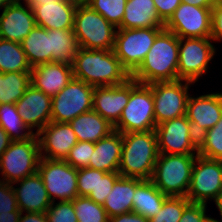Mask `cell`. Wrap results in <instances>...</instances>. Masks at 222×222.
I'll return each mask as SVG.
<instances>
[{"label": "cell", "instance_id": "obj_1", "mask_svg": "<svg viewBox=\"0 0 222 222\" xmlns=\"http://www.w3.org/2000/svg\"><path fill=\"white\" fill-rule=\"evenodd\" d=\"M179 37L163 29L131 77L141 84L178 80Z\"/></svg>", "mask_w": 222, "mask_h": 222}, {"label": "cell", "instance_id": "obj_2", "mask_svg": "<svg viewBox=\"0 0 222 222\" xmlns=\"http://www.w3.org/2000/svg\"><path fill=\"white\" fill-rule=\"evenodd\" d=\"M72 68L74 78L94 87L120 85L131 78L113 50L79 48Z\"/></svg>", "mask_w": 222, "mask_h": 222}, {"label": "cell", "instance_id": "obj_3", "mask_svg": "<svg viewBox=\"0 0 222 222\" xmlns=\"http://www.w3.org/2000/svg\"><path fill=\"white\" fill-rule=\"evenodd\" d=\"M158 156L155 130L122 133V153L118 172L123 177L150 180Z\"/></svg>", "mask_w": 222, "mask_h": 222}, {"label": "cell", "instance_id": "obj_4", "mask_svg": "<svg viewBox=\"0 0 222 222\" xmlns=\"http://www.w3.org/2000/svg\"><path fill=\"white\" fill-rule=\"evenodd\" d=\"M197 155L159 153L151 182L167 197H186Z\"/></svg>", "mask_w": 222, "mask_h": 222}, {"label": "cell", "instance_id": "obj_5", "mask_svg": "<svg viewBox=\"0 0 222 222\" xmlns=\"http://www.w3.org/2000/svg\"><path fill=\"white\" fill-rule=\"evenodd\" d=\"M121 133L146 132L156 129L151 88L130 78V97L119 121L113 126Z\"/></svg>", "mask_w": 222, "mask_h": 222}, {"label": "cell", "instance_id": "obj_6", "mask_svg": "<svg viewBox=\"0 0 222 222\" xmlns=\"http://www.w3.org/2000/svg\"><path fill=\"white\" fill-rule=\"evenodd\" d=\"M115 28L89 5H77L74 14L73 30L80 48L88 50H113Z\"/></svg>", "mask_w": 222, "mask_h": 222}, {"label": "cell", "instance_id": "obj_7", "mask_svg": "<svg viewBox=\"0 0 222 222\" xmlns=\"http://www.w3.org/2000/svg\"><path fill=\"white\" fill-rule=\"evenodd\" d=\"M40 158L36 133L27 140L12 141L0 156L2 181L12 184L36 173Z\"/></svg>", "mask_w": 222, "mask_h": 222}, {"label": "cell", "instance_id": "obj_8", "mask_svg": "<svg viewBox=\"0 0 222 222\" xmlns=\"http://www.w3.org/2000/svg\"><path fill=\"white\" fill-rule=\"evenodd\" d=\"M117 29L113 51L131 75L140 66L164 27Z\"/></svg>", "mask_w": 222, "mask_h": 222}, {"label": "cell", "instance_id": "obj_9", "mask_svg": "<svg viewBox=\"0 0 222 222\" xmlns=\"http://www.w3.org/2000/svg\"><path fill=\"white\" fill-rule=\"evenodd\" d=\"M94 89V86L73 77L52 97L51 121L69 123L80 114L91 111Z\"/></svg>", "mask_w": 222, "mask_h": 222}, {"label": "cell", "instance_id": "obj_10", "mask_svg": "<svg viewBox=\"0 0 222 222\" xmlns=\"http://www.w3.org/2000/svg\"><path fill=\"white\" fill-rule=\"evenodd\" d=\"M37 172L40 174L48 197L52 202L73 201L78 195L77 169L65 160H53L41 157Z\"/></svg>", "mask_w": 222, "mask_h": 222}, {"label": "cell", "instance_id": "obj_11", "mask_svg": "<svg viewBox=\"0 0 222 222\" xmlns=\"http://www.w3.org/2000/svg\"><path fill=\"white\" fill-rule=\"evenodd\" d=\"M183 82L185 83L183 84ZM191 84L193 82L179 79L148 85L153 94L156 125L186 115L187 102L190 96L188 89Z\"/></svg>", "mask_w": 222, "mask_h": 222}, {"label": "cell", "instance_id": "obj_12", "mask_svg": "<svg viewBox=\"0 0 222 222\" xmlns=\"http://www.w3.org/2000/svg\"><path fill=\"white\" fill-rule=\"evenodd\" d=\"M211 38H179L178 80L196 83L216 53Z\"/></svg>", "mask_w": 222, "mask_h": 222}, {"label": "cell", "instance_id": "obj_13", "mask_svg": "<svg viewBox=\"0 0 222 222\" xmlns=\"http://www.w3.org/2000/svg\"><path fill=\"white\" fill-rule=\"evenodd\" d=\"M155 131L159 153L198 154V137L186 115L156 125Z\"/></svg>", "mask_w": 222, "mask_h": 222}, {"label": "cell", "instance_id": "obj_14", "mask_svg": "<svg viewBox=\"0 0 222 222\" xmlns=\"http://www.w3.org/2000/svg\"><path fill=\"white\" fill-rule=\"evenodd\" d=\"M221 189L222 161L197 155L186 197L192 203L207 204V200L216 199Z\"/></svg>", "mask_w": 222, "mask_h": 222}, {"label": "cell", "instance_id": "obj_15", "mask_svg": "<svg viewBox=\"0 0 222 222\" xmlns=\"http://www.w3.org/2000/svg\"><path fill=\"white\" fill-rule=\"evenodd\" d=\"M212 8L181 3L164 23L179 38H211Z\"/></svg>", "mask_w": 222, "mask_h": 222}, {"label": "cell", "instance_id": "obj_16", "mask_svg": "<svg viewBox=\"0 0 222 222\" xmlns=\"http://www.w3.org/2000/svg\"><path fill=\"white\" fill-rule=\"evenodd\" d=\"M36 135L40 157L53 160H66L70 149L78 142L69 123L51 121Z\"/></svg>", "mask_w": 222, "mask_h": 222}, {"label": "cell", "instance_id": "obj_17", "mask_svg": "<svg viewBox=\"0 0 222 222\" xmlns=\"http://www.w3.org/2000/svg\"><path fill=\"white\" fill-rule=\"evenodd\" d=\"M222 115V93H211L199 97L189 96L186 117L192 125L193 133L199 138L213 128Z\"/></svg>", "mask_w": 222, "mask_h": 222}, {"label": "cell", "instance_id": "obj_18", "mask_svg": "<svg viewBox=\"0 0 222 222\" xmlns=\"http://www.w3.org/2000/svg\"><path fill=\"white\" fill-rule=\"evenodd\" d=\"M51 103V96L30 85L15 105L26 126L31 131L37 127L38 133L51 122Z\"/></svg>", "mask_w": 222, "mask_h": 222}, {"label": "cell", "instance_id": "obj_19", "mask_svg": "<svg viewBox=\"0 0 222 222\" xmlns=\"http://www.w3.org/2000/svg\"><path fill=\"white\" fill-rule=\"evenodd\" d=\"M77 3L73 0H42L32 6L36 25L47 30L74 28Z\"/></svg>", "mask_w": 222, "mask_h": 222}, {"label": "cell", "instance_id": "obj_20", "mask_svg": "<svg viewBox=\"0 0 222 222\" xmlns=\"http://www.w3.org/2000/svg\"><path fill=\"white\" fill-rule=\"evenodd\" d=\"M130 97V79L120 85L95 86L92 110L113 126L119 121Z\"/></svg>", "mask_w": 222, "mask_h": 222}, {"label": "cell", "instance_id": "obj_21", "mask_svg": "<svg viewBox=\"0 0 222 222\" xmlns=\"http://www.w3.org/2000/svg\"><path fill=\"white\" fill-rule=\"evenodd\" d=\"M15 1L0 16V38L21 43L36 26L32 7Z\"/></svg>", "mask_w": 222, "mask_h": 222}, {"label": "cell", "instance_id": "obj_22", "mask_svg": "<svg viewBox=\"0 0 222 222\" xmlns=\"http://www.w3.org/2000/svg\"><path fill=\"white\" fill-rule=\"evenodd\" d=\"M72 78V63H44L31 70V85L51 97L59 93Z\"/></svg>", "mask_w": 222, "mask_h": 222}, {"label": "cell", "instance_id": "obj_23", "mask_svg": "<svg viewBox=\"0 0 222 222\" xmlns=\"http://www.w3.org/2000/svg\"><path fill=\"white\" fill-rule=\"evenodd\" d=\"M20 187L14 189L18 209L21 213L38 212L45 213L52 201L48 197L43 180L38 172L24 177L22 180L12 183L19 184Z\"/></svg>", "mask_w": 222, "mask_h": 222}, {"label": "cell", "instance_id": "obj_24", "mask_svg": "<svg viewBox=\"0 0 222 222\" xmlns=\"http://www.w3.org/2000/svg\"><path fill=\"white\" fill-rule=\"evenodd\" d=\"M122 153V133L111 132L105 138L95 143L89 168L104 172H118Z\"/></svg>", "mask_w": 222, "mask_h": 222}, {"label": "cell", "instance_id": "obj_25", "mask_svg": "<svg viewBox=\"0 0 222 222\" xmlns=\"http://www.w3.org/2000/svg\"><path fill=\"white\" fill-rule=\"evenodd\" d=\"M121 25L118 28L164 27L153 0H127Z\"/></svg>", "mask_w": 222, "mask_h": 222}, {"label": "cell", "instance_id": "obj_26", "mask_svg": "<svg viewBox=\"0 0 222 222\" xmlns=\"http://www.w3.org/2000/svg\"><path fill=\"white\" fill-rule=\"evenodd\" d=\"M168 197L163 194L151 180L135 178V192L132 198L133 210L150 220L161 210Z\"/></svg>", "mask_w": 222, "mask_h": 222}, {"label": "cell", "instance_id": "obj_27", "mask_svg": "<svg viewBox=\"0 0 222 222\" xmlns=\"http://www.w3.org/2000/svg\"><path fill=\"white\" fill-rule=\"evenodd\" d=\"M69 124L78 141L96 143L114 131L113 125L94 110L80 114Z\"/></svg>", "mask_w": 222, "mask_h": 222}, {"label": "cell", "instance_id": "obj_28", "mask_svg": "<svg viewBox=\"0 0 222 222\" xmlns=\"http://www.w3.org/2000/svg\"><path fill=\"white\" fill-rule=\"evenodd\" d=\"M135 192V178L120 176L103 204L109 218L132 212V198Z\"/></svg>", "mask_w": 222, "mask_h": 222}, {"label": "cell", "instance_id": "obj_29", "mask_svg": "<svg viewBox=\"0 0 222 222\" xmlns=\"http://www.w3.org/2000/svg\"><path fill=\"white\" fill-rule=\"evenodd\" d=\"M21 45L32 68L50 63V30L34 26Z\"/></svg>", "mask_w": 222, "mask_h": 222}, {"label": "cell", "instance_id": "obj_30", "mask_svg": "<svg viewBox=\"0 0 222 222\" xmlns=\"http://www.w3.org/2000/svg\"><path fill=\"white\" fill-rule=\"evenodd\" d=\"M79 48L73 29L50 30V62L72 63Z\"/></svg>", "mask_w": 222, "mask_h": 222}, {"label": "cell", "instance_id": "obj_31", "mask_svg": "<svg viewBox=\"0 0 222 222\" xmlns=\"http://www.w3.org/2000/svg\"><path fill=\"white\" fill-rule=\"evenodd\" d=\"M21 43L0 38V72H31Z\"/></svg>", "mask_w": 222, "mask_h": 222}, {"label": "cell", "instance_id": "obj_32", "mask_svg": "<svg viewBox=\"0 0 222 222\" xmlns=\"http://www.w3.org/2000/svg\"><path fill=\"white\" fill-rule=\"evenodd\" d=\"M31 85V72H0V104H15Z\"/></svg>", "mask_w": 222, "mask_h": 222}, {"label": "cell", "instance_id": "obj_33", "mask_svg": "<svg viewBox=\"0 0 222 222\" xmlns=\"http://www.w3.org/2000/svg\"><path fill=\"white\" fill-rule=\"evenodd\" d=\"M0 126L8 133L13 141L27 140L35 134L22 121V117L18 113L15 104H0ZM25 130L28 131L25 132Z\"/></svg>", "mask_w": 222, "mask_h": 222}, {"label": "cell", "instance_id": "obj_34", "mask_svg": "<svg viewBox=\"0 0 222 222\" xmlns=\"http://www.w3.org/2000/svg\"><path fill=\"white\" fill-rule=\"evenodd\" d=\"M198 155L222 161V115L213 128L198 138Z\"/></svg>", "mask_w": 222, "mask_h": 222}, {"label": "cell", "instance_id": "obj_35", "mask_svg": "<svg viewBox=\"0 0 222 222\" xmlns=\"http://www.w3.org/2000/svg\"><path fill=\"white\" fill-rule=\"evenodd\" d=\"M73 207L78 222H109V216L103 205L87 196H77L73 200Z\"/></svg>", "mask_w": 222, "mask_h": 222}, {"label": "cell", "instance_id": "obj_36", "mask_svg": "<svg viewBox=\"0 0 222 222\" xmlns=\"http://www.w3.org/2000/svg\"><path fill=\"white\" fill-rule=\"evenodd\" d=\"M127 0H89L86 4L100 13L116 29L121 25Z\"/></svg>", "mask_w": 222, "mask_h": 222}, {"label": "cell", "instance_id": "obj_37", "mask_svg": "<svg viewBox=\"0 0 222 222\" xmlns=\"http://www.w3.org/2000/svg\"><path fill=\"white\" fill-rule=\"evenodd\" d=\"M190 203L187 197H168L159 211L149 222H179L184 208Z\"/></svg>", "mask_w": 222, "mask_h": 222}, {"label": "cell", "instance_id": "obj_38", "mask_svg": "<svg viewBox=\"0 0 222 222\" xmlns=\"http://www.w3.org/2000/svg\"><path fill=\"white\" fill-rule=\"evenodd\" d=\"M121 176L119 172H104L97 170V184L95 191L87 196L94 202L103 205L107 195L112 191L115 181Z\"/></svg>", "mask_w": 222, "mask_h": 222}, {"label": "cell", "instance_id": "obj_39", "mask_svg": "<svg viewBox=\"0 0 222 222\" xmlns=\"http://www.w3.org/2000/svg\"><path fill=\"white\" fill-rule=\"evenodd\" d=\"M94 149V142L78 141L70 149V152L65 161L76 169L88 167Z\"/></svg>", "mask_w": 222, "mask_h": 222}, {"label": "cell", "instance_id": "obj_40", "mask_svg": "<svg viewBox=\"0 0 222 222\" xmlns=\"http://www.w3.org/2000/svg\"><path fill=\"white\" fill-rule=\"evenodd\" d=\"M52 202L45 212L47 222H78L73 207V201Z\"/></svg>", "mask_w": 222, "mask_h": 222}, {"label": "cell", "instance_id": "obj_41", "mask_svg": "<svg viewBox=\"0 0 222 222\" xmlns=\"http://www.w3.org/2000/svg\"><path fill=\"white\" fill-rule=\"evenodd\" d=\"M97 184V170L89 167L77 169V190L79 196H88L95 191Z\"/></svg>", "mask_w": 222, "mask_h": 222}, {"label": "cell", "instance_id": "obj_42", "mask_svg": "<svg viewBox=\"0 0 222 222\" xmlns=\"http://www.w3.org/2000/svg\"><path fill=\"white\" fill-rule=\"evenodd\" d=\"M10 212H21L17 206L12 184L0 179V214H10Z\"/></svg>", "mask_w": 222, "mask_h": 222}, {"label": "cell", "instance_id": "obj_43", "mask_svg": "<svg viewBox=\"0 0 222 222\" xmlns=\"http://www.w3.org/2000/svg\"><path fill=\"white\" fill-rule=\"evenodd\" d=\"M206 204L190 202L183 211L179 222H206Z\"/></svg>", "mask_w": 222, "mask_h": 222}, {"label": "cell", "instance_id": "obj_44", "mask_svg": "<svg viewBox=\"0 0 222 222\" xmlns=\"http://www.w3.org/2000/svg\"><path fill=\"white\" fill-rule=\"evenodd\" d=\"M211 39L213 42L222 39V3L212 6Z\"/></svg>", "mask_w": 222, "mask_h": 222}, {"label": "cell", "instance_id": "obj_45", "mask_svg": "<svg viewBox=\"0 0 222 222\" xmlns=\"http://www.w3.org/2000/svg\"><path fill=\"white\" fill-rule=\"evenodd\" d=\"M159 18L165 23L182 3L181 0H153Z\"/></svg>", "mask_w": 222, "mask_h": 222}, {"label": "cell", "instance_id": "obj_46", "mask_svg": "<svg viewBox=\"0 0 222 222\" xmlns=\"http://www.w3.org/2000/svg\"><path fill=\"white\" fill-rule=\"evenodd\" d=\"M109 222H149V220L138 213L129 212L110 217Z\"/></svg>", "mask_w": 222, "mask_h": 222}, {"label": "cell", "instance_id": "obj_47", "mask_svg": "<svg viewBox=\"0 0 222 222\" xmlns=\"http://www.w3.org/2000/svg\"><path fill=\"white\" fill-rule=\"evenodd\" d=\"M19 222H47L45 213L26 212L25 216L19 218Z\"/></svg>", "mask_w": 222, "mask_h": 222}, {"label": "cell", "instance_id": "obj_48", "mask_svg": "<svg viewBox=\"0 0 222 222\" xmlns=\"http://www.w3.org/2000/svg\"><path fill=\"white\" fill-rule=\"evenodd\" d=\"M13 140L10 138L8 133L0 126V156L10 146Z\"/></svg>", "mask_w": 222, "mask_h": 222}, {"label": "cell", "instance_id": "obj_49", "mask_svg": "<svg viewBox=\"0 0 222 222\" xmlns=\"http://www.w3.org/2000/svg\"><path fill=\"white\" fill-rule=\"evenodd\" d=\"M181 1L182 3H186L188 5H194L203 8H212L213 6L211 0H181Z\"/></svg>", "mask_w": 222, "mask_h": 222}, {"label": "cell", "instance_id": "obj_50", "mask_svg": "<svg viewBox=\"0 0 222 222\" xmlns=\"http://www.w3.org/2000/svg\"><path fill=\"white\" fill-rule=\"evenodd\" d=\"M21 212H10V214H0V222H19Z\"/></svg>", "mask_w": 222, "mask_h": 222}, {"label": "cell", "instance_id": "obj_51", "mask_svg": "<svg viewBox=\"0 0 222 222\" xmlns=\"http://www.w3.org/2000/svg\"><path fill=\"white\" fill-rule=\"evenodd\" d=\"M214 201H215V204H216L217 208L219 209L220 215L222 217V189L220 190V192L218 193V195ZM221 220H222V218H221Z\"/></svg>", "mask_w": 222, "mask_h": 222}, {"label": "cell", "instance_id": "obj_52", "mask_svg": "<svg viewBox=\"0 0 222 222\" xmlns=\"http://www.w3.org/2000/svg\"><path fill=\"white\" fill-rule=\"evenodd\" d=\"M16 0H0V9L6 8L8 5L13 4Z\"/></svg>", "mask_w": 222, "mask_h": 222}, {"label": "cell", "instance_id": "obj_53", "mask_svg": "<svg viewBox=\"0 0 222 222\" xmlns=\"http://www.w3.org/2000/svg\"><path fill=\"white\" fill-rule=\"evenodd\" d=\"M17 1H21V0H17ZM29 7L34 6L37 2H42V0H23ZM53 1H57V0H53Z\"/></svg>", "mask_w": 222, "mask_h": 222}, {"label": "cell", "instance_id": "obj_54", "mask_svg": "<svg viewBox=\"0 0 222 222\" xmlns=\"http://www.w3.org/2000/svg\"><path fill=\"white\" fill-rule=\"evenodd\" d=\"M77 4H86L89 0H73Z\"/></svg>", "mask_w": 222, "mask_h": 222}, {"label": "cell", "instance_id": "obj_55", "mask_svg": "<svg viewBox=\"0 0 222 222\" xmlns=\"http://www.w3.org/2000/svg\"><path fill=\"white\" fill-rule=\"evenodd\" d=\"M206 222H219V221L214 218L209 217ZM220 222H222V221H220Z\"/></svg>", "mask_w": 222, "mask_h": 222}, {"label": "cell", "instance_id": "obj_56", "mask_svg": "<svg viewBox=\"0 0 222 222\" xmlns=\"http://www.w3.org/2000/svg\"><path fill=\"white\" fill-rule=\"evenodd\" d=\"M213 4L222 3V0H211Z\"/></svg>", "mask_w": 222, "mask_h": 222}]
</instances>
